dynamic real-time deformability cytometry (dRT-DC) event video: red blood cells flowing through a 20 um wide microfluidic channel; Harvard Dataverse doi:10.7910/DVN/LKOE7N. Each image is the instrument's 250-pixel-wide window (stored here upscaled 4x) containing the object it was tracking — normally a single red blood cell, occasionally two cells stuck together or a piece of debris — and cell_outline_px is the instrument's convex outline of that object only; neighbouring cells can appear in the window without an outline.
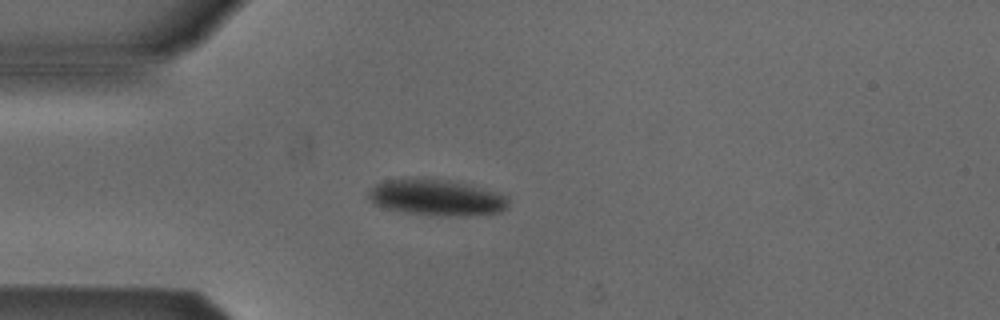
{"species": "Egyptian fruit bat (a non-hibernating species)", "species_latin": "Rousettus aegyptiacus", "temperature_condition": "cold", "stored_images_in_passage": 4, "camera_frame_rate_fps": 3000, "um_per_image_px": 0.085, "animal": {"sex": "male"}, "frame": {"image": 1, "passage_image": 4, "time_ms": 4.667, "image_size_px": [1000, 320], "cell_outline_px": [[508, 208], [500, 212], [472, 216], [440, 216], [400, 212], [384, 208], [376, 204], [368, 196], [368, 192], [376, 184], [384, 180], [416, 176], [444, 180], [468, 184], [496, 192], [508, 196]], "centroid_in_image_um": [37.1, 16.79], "position_along_channel_um": 47.9, "area_um2": 30.0}}